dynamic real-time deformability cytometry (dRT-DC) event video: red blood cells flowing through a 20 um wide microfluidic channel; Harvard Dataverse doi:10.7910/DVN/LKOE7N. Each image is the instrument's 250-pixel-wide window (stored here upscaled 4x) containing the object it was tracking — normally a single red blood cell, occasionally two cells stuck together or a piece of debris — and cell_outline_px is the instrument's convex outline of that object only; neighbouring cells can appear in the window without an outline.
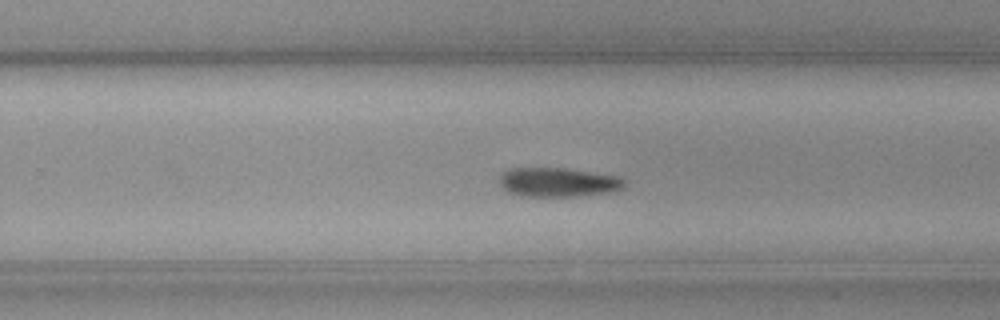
{"species": "common noctule bat (a hibernating species)", "species_latin": "Nyctalus noctula", "temperature_condition": "cold", "stored_images_in_passage": 40, "camera_frame_rate_fps": 3000, "um_per_image_px": 0.085, "animal": {"sex": "female", "body_mass_g": 19.3, "forearm_length_mm": 54.1}, "frame": {"image": 1, "passage_image": 18, "time_ms": 5.667, "image_size_px": [1000, 320], "cell_outline_px": [[624, 188], [616, 192], [576, 196], [520, 196], [508, 192], [500, 184], [500, 176], [508, 168], [564, 168], [616, 176], [624, 180]], "centroid_in_image_um": [47.44, 15.5], "position_along_channel_um": 282.4, "area_um2": 21.21}, "authors_computed_cell_mechanics": {"area_um2": 20.7791, "velocity_mm_per_s": 3.5606, "shape_relaxation_time_tau1_ms": null, "shape_relaxation_time_tau2_ms": 3.7254, "deformation_change_tau1": null, "deformation_change_tau2": 0.099}}